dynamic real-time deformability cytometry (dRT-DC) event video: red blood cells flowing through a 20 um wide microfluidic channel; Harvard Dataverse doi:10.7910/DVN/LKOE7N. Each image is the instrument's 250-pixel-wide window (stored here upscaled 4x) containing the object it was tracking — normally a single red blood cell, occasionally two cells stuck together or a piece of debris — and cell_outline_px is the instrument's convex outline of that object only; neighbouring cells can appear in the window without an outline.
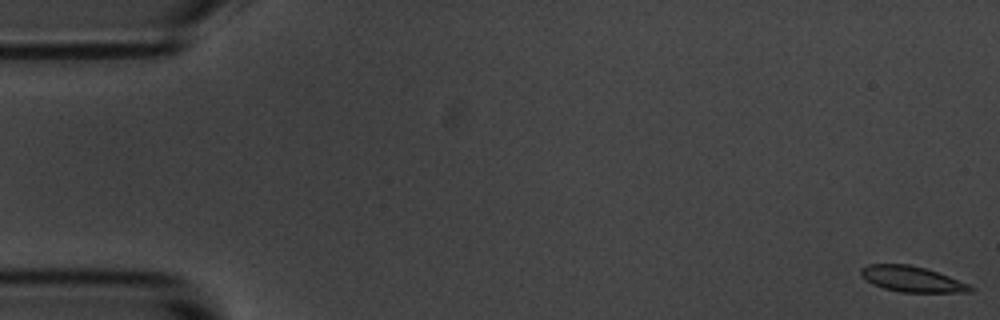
{"species": "common noctule bat (a hibernating species)", "species_latin": "Nyctalus noctula", "temperature_condition": "room temperature", "stored_images_in_passage": 55, "camera_frame_rate_fps": 3000, "um_per_image_px": 0.085, "animal": {"sex": "male", "body_mass_g": 20.1, "forearm_length_mm": 53.5}, "frame": {"image": 1, "passage_image": 1, "time_ms": 0.0, "image_size_px": [1000, 320], "cell_outline_px": [[976, 288], [972, 292], [900, 292], [884, 288], [872, 284], [860, 276], [860, 268], [868, 264], [908, 264], [924, 268], [948, 276], [968, 284]], "centroid_in_image_um": [77.48, 23.72], "position_along_channel_um": 7.5, "area_um2": 16.3}}
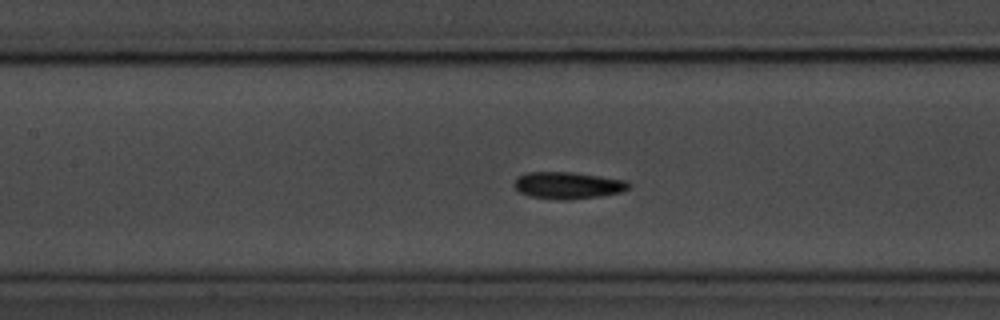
{"frame": {"image": 2, "passage_image": 25, "time_ms": 8.0, "image_size_px": [1000, 320], "cell_outline_px": [[632, 184], [628, 188], [620, 192], [600, 196], [568, 200], [556, 200], [528, 196], [520, 192], [512, 184], [516, 176], [528, 172], [572, 172], [628, 180]], "centroid_in_image_um": [48.24, 15.75], "position_along_channel_um": 159.2, "area_um2": 18.21}}
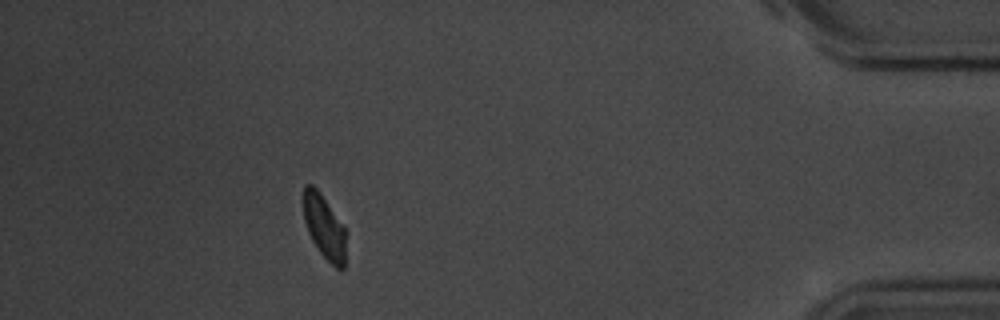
{"frame": {"image": 3, "passage_image": 50, "time_ms": 16.333, "image_size_px": [1000, 320], "cell_outline_px": [[344, 268], [336, 268], [320, 252], [312, 240], [308, 232], [304, 220], [304, 184], [312, 184], [320, 192], [344, 228]], "centroid_in_image_um": [27.53, 19.26], "position_along_channel_um": 407.7, "area_um2": 15.2}, "authors_computed_cell_mechanics": {"area_um2": 17.1088, "velocity_mm_per_s": 3.623, "shape_relaxation_time_tau1_ms": 2.9583, "shape_relaxation_time_tau2_ms": null, "deformation_change_tau1": 0.0952, "deformation_change_tau2": null}}